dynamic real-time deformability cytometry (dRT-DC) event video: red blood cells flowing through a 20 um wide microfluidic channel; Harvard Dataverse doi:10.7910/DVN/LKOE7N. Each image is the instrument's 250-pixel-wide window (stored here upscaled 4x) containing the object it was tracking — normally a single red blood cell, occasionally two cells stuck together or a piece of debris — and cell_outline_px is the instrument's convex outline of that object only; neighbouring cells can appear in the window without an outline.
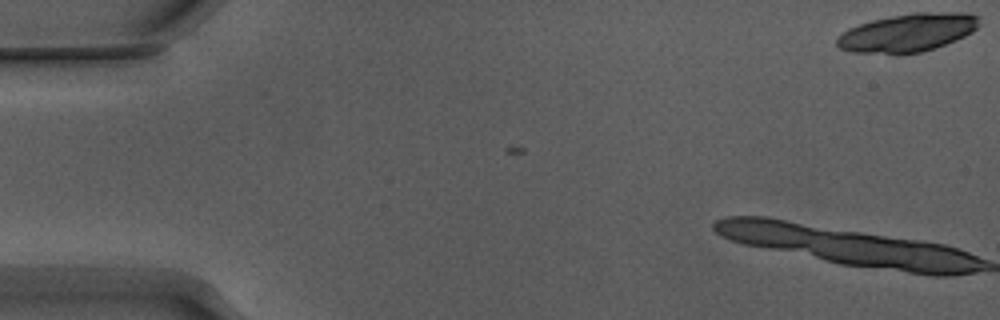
{"species": "Egyptian fruit bat (a non-hibernating species)", "species_latin": "Rousettus aegyptiacus", "temperature_condition": "warm", "stored_images_in_passage": 6, "camera_frame_rate_fps": 3000, "um_per_image_px": 0.085, "animal": {"sex": "male"}, "frame": {"image": 1, "passage_image": 6, "time_ms": 1.667, "image_size_px": [1000, 320], "cell_outline_px": [[980, 24], [972, 32], [956, 40], [920, 52], [848, 52], [840, 48], [836, 44], [836, 40], [848, 28], [872, 20], [892, 16], [916, 12], [968, 12], [980, 16]], "centroid_in_image_um": [77.2, 2.74], "position_along_channel_um": 7.8, "area_um2": 31.15}}